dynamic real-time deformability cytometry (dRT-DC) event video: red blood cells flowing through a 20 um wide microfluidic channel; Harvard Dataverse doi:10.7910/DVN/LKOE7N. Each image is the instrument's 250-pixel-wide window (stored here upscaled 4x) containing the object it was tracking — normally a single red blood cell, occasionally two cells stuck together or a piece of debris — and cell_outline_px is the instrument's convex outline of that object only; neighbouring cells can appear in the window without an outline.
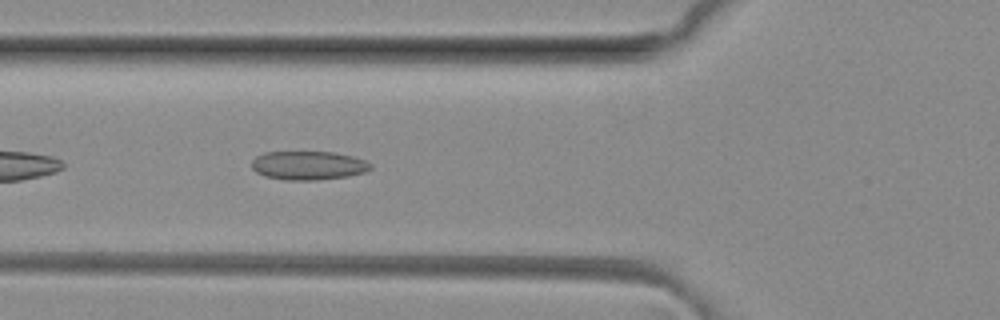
{"species": "common noctule bat (a hibernating species)", "species_latin": "Nyctalus noctula", "temperature_condition": "room temperature", "stored_images_in_passage": 33, "camera_frame_rate_fps": 3000, "um_per_image_px": 0.085, "animal": {"sex": "female", "body_mass_g": 29.2, "forearm_length_mm": 56.3}, "frame": {"image": 1, "passage_image": 6, "time_ms": 1.667, "image_size_px": [1000, 320], "cell_outline_px": [[372, 168], [364, 172], [348, 176], [316, 180], [284, 180], [264, 176], [256, 172], [252, 168], [252, 160], [256, 156], [264, 152], [332, 152], [352, 156], [364, 160], [372, 164]], "centroid_in_image_um": [26.18, 14.06], "position_along_channel_um": 99.6, "area_um2": 19.94}}
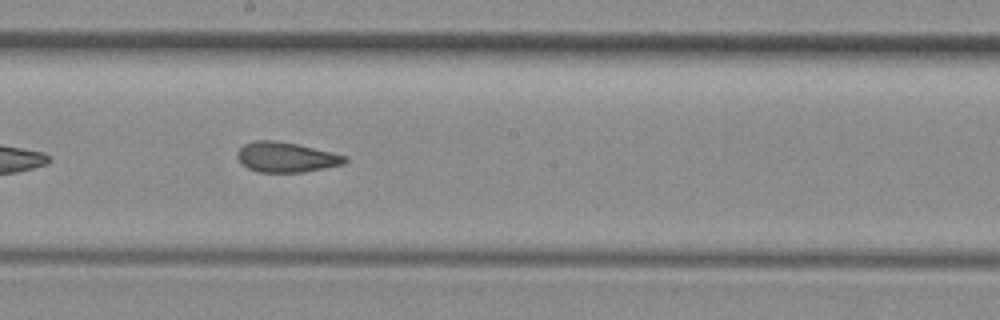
{"frame": {"image": 2, "passage_image": 15, "time_ms": 4.667, "image_size_px": [1000, 320], "cell_outline_px": [[348, 160], [344, 164], [304, 172], [260, 172], [248, 168], [236, 156], [236, 152], [244, 144], [256, 140], [272, 140], [296, 144], [332, 152], [348, 156]], "centroid_in_image_um": [24.34, 13.36], "position_along_channel_um": 223.9, "area_um2": 18.73}}
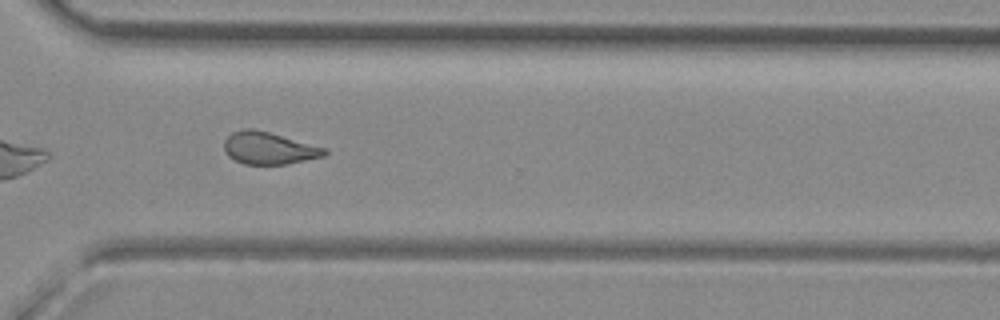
{"frame": {"image": 3, "passage_image": 24, "time_ms": 7.667, "image_size_px": [1000, 320], "cell_outline_px": [[328, 152], [324, 156], [288, 164], [244, 164], [228, 156], [224, 152], [224, 140], [232, 132], [244, 128], [252, 128], [268, 132], [328, 148]], "centroid_in_image_um": [22.86, 12.59], "position_along_channel_um": 347.7, "area_um2": 18.9}}